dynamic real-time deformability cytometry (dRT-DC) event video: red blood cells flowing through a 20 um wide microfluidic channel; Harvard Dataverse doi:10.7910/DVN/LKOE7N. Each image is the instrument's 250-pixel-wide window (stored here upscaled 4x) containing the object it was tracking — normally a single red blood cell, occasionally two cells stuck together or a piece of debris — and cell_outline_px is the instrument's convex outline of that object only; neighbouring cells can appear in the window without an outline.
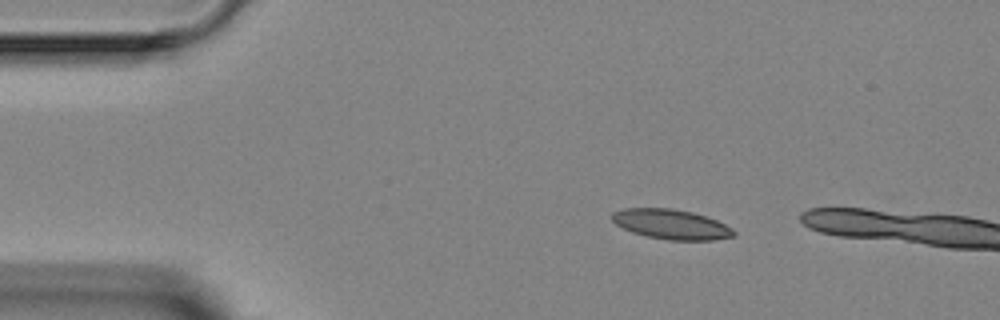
{"species": "Egyptian fruit bat (a non-hibernating species)", "species_latin": "Rousettus aegyptiacus", "temperature_condition": "room temperature", "stored_images_in_passage": 4, "camera_frame_rate_fps": 3000, "um_per_image_px": 0.085, "animal": {"sex": "female"}, "frame": {"image": 1, "passage_image": 2, "time_ms": 1.333, "image_size_px": [1000, 320], "cell_outline_px": [[736, 236], [712, 240], [668, 240], [648, 236], [632, 232], [616, 224], [612, 220], [612, 212], [624, 208], [672, 208], [692, 212], [708, 216], [732, 228], [736, 232]], "centroid_in_image_um": [57.08, 19.06], "position_along_channel_um": 27.9, "area_um2": 21.21}}